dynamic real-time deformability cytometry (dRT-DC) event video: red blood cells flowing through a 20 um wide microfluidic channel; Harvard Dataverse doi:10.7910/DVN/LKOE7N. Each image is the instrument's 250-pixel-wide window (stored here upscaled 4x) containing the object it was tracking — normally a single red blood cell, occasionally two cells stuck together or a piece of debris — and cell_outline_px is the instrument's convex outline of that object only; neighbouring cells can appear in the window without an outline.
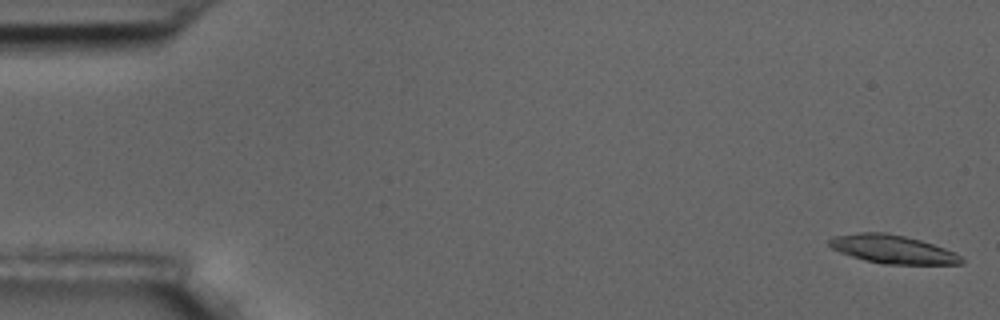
{"species": "common noctule bat (a hibernating species)", "species_latin": "Nyctalus noctula", "temperature_condition": "room temperature", "stored_images_in_passage": 5, "camera_frame_rate_fps": 3000, "um_per_image_px": 0.085, "animal": {"sex": "male", "body_mass_g": 17.5, "forearm_length_mm": 52.3}, "frame": {"image": 1, "passage_image": 1, "time_ms": 0.0, "image_size_px": [1000, 320], "cell_outline_px": [[964, 264], [884, 264], [864, 260], [840, 252], [832, 248], [828, 244], [828, 240], [832, 236], [860, 232], [888, 232], [920, 240], [956, 252], [964, 260]], "centroid_in_image_um": [75.87, 21.18], "position_along_channel_um": 9.1, "area_um2": 21.91}}
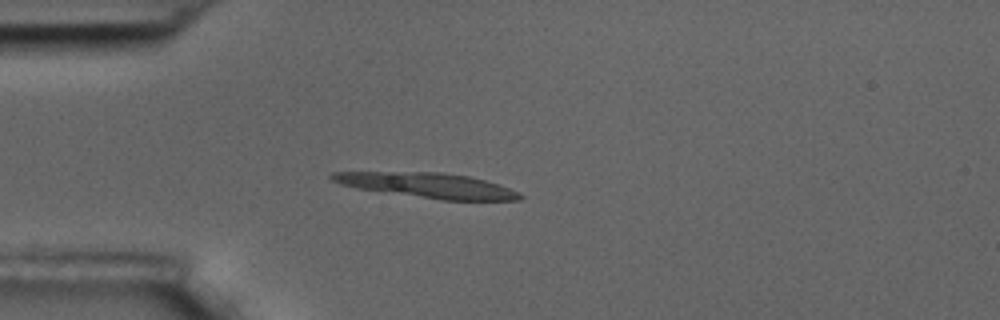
{"frame": {"image": 2, "passage_image": 5, "time_ms": 1.333, "image_size_px": [1000, 320], "cell_outline_px": [[524, 196], [520, 200], [440, 200], [356, 188], [340, 184], [332, 180], [328, 176], [332, 172], [444, 172], [468, 176], [500, 184], [520, 192]], "centroid_in_image_um": [36.38, 15.76], "position_along_channel_um": 48.6, "area_um2": 27.46}}